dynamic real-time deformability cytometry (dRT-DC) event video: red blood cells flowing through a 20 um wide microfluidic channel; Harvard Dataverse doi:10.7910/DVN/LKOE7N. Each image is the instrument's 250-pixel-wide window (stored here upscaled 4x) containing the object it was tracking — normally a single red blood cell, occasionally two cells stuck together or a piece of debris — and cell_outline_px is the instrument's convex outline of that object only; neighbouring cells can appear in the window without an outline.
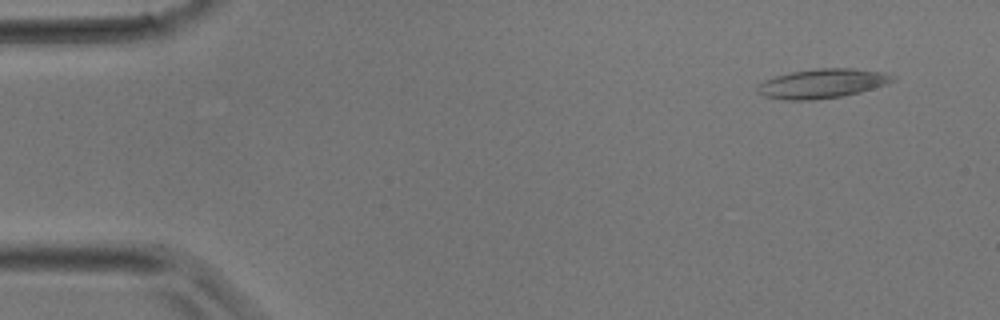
{"species": "common noctule bat (a hibernating species)", "species_latin": "Nyctalus noctula", "temperature_condition": "room temperature", "stored_images_in_passage": 35, "camera_frame_rate_fps": 3000, "um_per_image_px": 0.085, "animal": {"sex": "male", "body_mass_g": 17.9}, "frame": {"image": 1, "passage_image": 3, "time_ms": 0.667, "image_size_px": [1000, 320], "cell_outline_px": [[896, 80], [888, 84], [860, 92], [840, 96], [812, 100], [788, 100], [764, 96], [756, 88], [756, 84], [764, 80], [776, 76], [792, 72], [820, 68], [852, 68], [880, 72], [896, 76]], "centroid_in_image_um": [69.9, 7.1], "position_along_channel_um": 15.1, "area_um2": 22.95}}
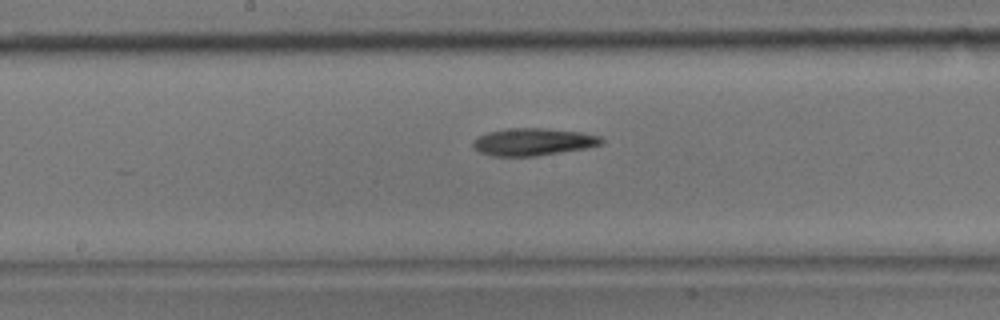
{"frame": {"image": 2, "passage_image": 18, "time_ms": 5.667, "image_size_px": [1000, 320], "cell_outline_px": [[604, 144], [588, 148], [536, 156], [492, 156], [480, 152], [472, 148], [472, 144], [480, 136], [488, 132], [512, 128], [548, 128], [580, 132], [600, 136], [604, 140]], "centroid_in_image_um": [45.37, 12.06], "position_along_channel_um": 202.8, "area_um2": 20.52}}
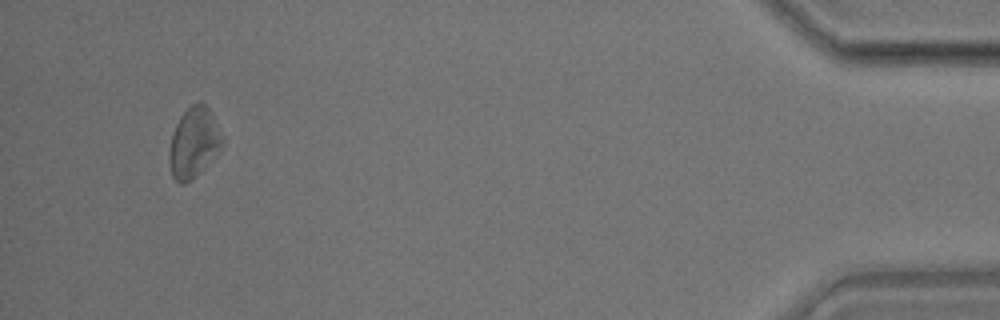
{"frame": {"image": 3, "passage_image": 33, "time_ms": 10.667, "image_size_px": [1000, 320], "cell_outline_px": [[224, 144], [200, 172], [192, 180], [184, 184], [180, 184], [172, 176], [168, 160], [168, 152], [172, 132], [180, 116], [192, 104], [200, 100], [212, 112], [224, 140]], "centroid_in_image_um": [16.46, 12.12], "position_along_channel_um": 418.7, "area_um2": 21.85}}